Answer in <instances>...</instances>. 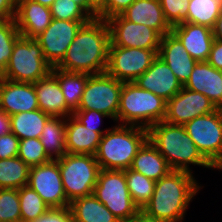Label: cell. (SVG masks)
Listing matches in <instances>:
<instances>
[{"label": "cell", "instance_id": "cell-1", "mask_svg": "<svg viewBox=\"0 0 222 222\" xmlns=\"http://www.w3.org/2000/svg\"><path fill=\"white\" fill-rule=\"evenodd\" d=\"M110 43L107 21L92 18L78 30L65 57L56 68L89 75L106 72Z\"/></svg>", "mask_w": 222, "mask_h": 222}, {"label": "cell", "instance_id": "cell-34", "mask_svg": "<svg viewBox=\"0 0 222 222\" xmlns=\"http://www.w3.org/2000/svg\"><path fill=\"white\" fill-rule=\"evenodd\" d=\"M20 36L15 19L0 20V75L7 68L14 44Z\"/></svg>", "mask_w": 222, "mask_h": 222}, {"label": "cell", "instance_id": "cell-9", "mask_svg": "<svg viewBox=\"0 0 222 222\" xmlns=\"http://www.w3.org/2000/svg\"><path fill=\"white\" fill-rule=\"evenodd\" d=\"M123 82L107 72L87 74V83L78 110H95L117 122Z\"/></svg>", "mask_w": 222, "mask_h": 222}, {"label": "cell", "instance_id": "cell-37", "mask_svg": "<svg viewBox=\"0 0 222 222\" xmlns=\"http://www.w3.org/2000/svg\"><path fill=\"white\" fill-rule=\"evenodd\" d=\"M52 18L69 21H90L92 17L73 0H55L50 7Z\"/></svg>", "mask_w": 222, "mask_h": 222}, {"label": "cell", "instance_id": "cell-10", "mask_svg": "<svg viewBox=\"0 0 222 222\" xmlns=\"http://www.w3.org/2000/svg\"><path fill=\"white\" fill-rule=\"evenodd\" d=\"M184 127L202 156L216 169L222 162L221 109L196 117Z\"/></svg>", "mask_w": 222, "mask_h": 222}, {"label": "cell", "instance_id": "cell-38", "mask_svg": "<svg viewBox=\"0 0 222 222\" xmlns=\"http://www.w3.org/2000/svg\"><path fill=\"white\" fill-rule=\"evenodd\" d=\"M165 20L172 27L186 20L190 0H159Z\"/></svg>", "mask_w": 222, "mask_h": 222}, {"label": "cell", "instance_id": "cell-49", "mask_svg": "<svg viewBox=\"0 0 222 222\" xmlns=\"http://www.w3.org/2000/svg\"><path fill=\"white\" fill-rule=\"evenodd\" d=\"M79 4L92 18H97V13L88 5L87 0H73Z\"/></svg>", "mask_w": 222, "mask_h": 222}, {"label": "cell", "instance_id": "cell-32", "mask_svg": "<svg viewBox=\"0 0 222 222\" xmlns=\"http://www.w3.org/2000/svg\"><path fill=\"white\" fill-rule=\"evenodd\" d=\"M125 177L134 204L142 210L154 193L155 181L130 168L125 170Z\"/></svg>", "mask_w": 222, "mask_h": 222}, {"label": "cell", "instance_id": "cell-8", "mask_svg": "<svg viewBox=\"0 0 222 222\" xmlns=\"http://www.w3.org/2000/svg\"><path fill=\"white\" fill-rule=\"evenodd\" d=\"M93 195L102 202L120 222H130L140 210L129 193L125 170L101 169Z\"/></svg>", "mask_w": 222, "mask_h": 222}, {"label": "cell", "instance_id": "cell-30", "mask_svg": "<svg viewBox=\"0 0 222 222\" xmlns=\"http://www.w3.org/2000/svg\"><path fill=\"white\" fill-rule=\"evenodd\" d=\"M30 168L18 156L0 159V189H19L26 186Z\"/></svg>", "mask_w": 222, "mask_h": 222}, {"label": "cell", "instance_id": "cell-42", "mask_svg": "<svg viewBox=\"0 0 222 222\" xmlns=\"http://www.w3.org/2000/svg\"><path fill=\"white\" fill-rule=\"evenodd\" d=\"M33 222H73L70 207L49 208Z\"/></svg>", "mask_w": 222, "mask_h": 222}, {"label": "cell", "instance_id": "cell-35", "mask_svg": "<svg viewBox=\"0 0 222 222\" xmlns=\"http://www.w3.org/2000/svg\"><path fill=\"white\" fill-rule=\"evenodd\" d=\"M18 157L30 167L42 165L51 160L39 138L20 140Z\"/></svg>", "mask_w": 222, "mask_h": 222}, {"label": "cell", "instance_id": "cell-17", "mask_svg": "<svg viewBox=\"0 0 222 222\" xmlns=\"http://www.w3.org/2000/svg\"><path fill=\"white\" fill-rule=\"evenodd\" d=\"M0 109L9 116L39 109L34 83L9 81L0 77Z\"/></svg>", "mask_w": 222, "mask_h": 222}, {"label": "cell", "instance_id": "cell-22", "mask_svg": "<svg viewBox=\"0 0 222 222\" xmlns=\"http://www.w3.org/2000/svg\"><path fill=\"white\" fill-rule=\"evenodd\" d=\"M39 109L51 117L67 118L73 112L67 107L57 78L50 72L34 83Z\"/></svg>", "mask_w": 222, "mask_h": 222}, {"label": "cell", "instance_id": "cell-44", "mask_svg": "<svg viewBox=\"0 0 222 222\" xmlns=\"http://www.w3.org/2000/svg\"><path fill=\"white\" fill-rule=\"evenodd\" d=\"M17 0H0V20L14 19Z\"/></svg>", "mask_w": 222, "mask_h": 222}, {"label": "cell", "instance_id": "cell-18", "mask_svg": "<svg viewBox=\"0 0 222 222\" xmlns=\"http://www.w3.org/2000/svg\"><path fill=\"white\" fill-rule=\"evenodd\" d=\"M157 56L169 66L182 86L189 80L197 63L172 31L161 38Z\"/></svg>", "mask_w": 222, "mask_h": 222}, {"label": "cell", "instance_id": "cell-41", "mask_svg": "<svg viewBox=\"0 0 222 222\" xmlns=\"http://www.w3.org/2000/svg\"><path fill=\"white\" fill-rule=\"evenodd\" d=\"M135 0H106L105 7L97 14V18L107 20L123 13Z\"/></svg>", "mask_w": 222, "mask_h": 222}, {"label": "cell", "instance_id": "cell-46", "mask_svg": "<svg viewBox=\"0 0 222 222\" xmlns=\"http://www.w3.org/2000/svg\"><path fill=\"white\" fill-rule=\"evenodd\" d=\"M130 222H165L155 217L147 215L144 211L139 210Z\"/></svg>", "mask_w": 222, "mask_h": 222}, {"label": "cell", "instance_id": "cell-45", "mask_svg": "<svg viewBox=\"0 0 222 222\" xmlns=\"http://www.w3.org/2000/svg\"><path fill=\"white\" fill-rule=\"evenodd\" d=\"M11 132L10 116L0 109V137Z\"/></svg>", "mask_w": 222, "mask_h": 222}, {"label": "cell", "instance_id": "cell-12", "mask_svg": "<svg viewBox=\"0 0 222 222\" xmlns=\"http://www.w3.org/2000/svg\"><path fill=\"white\" fill-rule=\"evenodd\" d=\"M110 28V46L159 50L162 36L144 24H136L121 15L106 20Z\"/></svg>", "mask_w": 222, "mask_h": 222}, {"label": "cell", "instance_id": "cell-51", "mask_svg": "<svg viewBox=\"0 0 222 222\" xmlns=\"http://www.w3.org/2000/svg\"><path fill=\"white\" fill-rule=\"evenodd\" d=\"M216 168H217V170L219 169V171L220 170L222 171V162Z\"/></svg>", "mask_w": 222, "mask_h": 222}, {"label": "cell", "instance_id": "cell-16", "mask_svg": "<svg viewBox=\"0 0 222 222\" xmlns=\"http://www.w3.org/2000/svg\"><path fill=\"white\" fill-rule=\"evenodd\" d=\"M134 82L140 88L151 91L166 101L175 96L183 87L169 66L158 56Z\"/></svg>", "mask_w": 222, "mask_h": 222}, {"label": "cell", "instance_id": "cell-25", "mask_svg": "<svg viewBox=\"0 0 222 222\" xmlns=\"http://www.w3.org/2000/svg\"><path fill=\"white\" fill-rule=\"evenodd\" d=\"M130 169L145 175L155 182L172 170L167 164L166 159L149 139L139 149Z\"/></svg>", "mask_w": 222, "mask_h": 222}, {"label": "cell", "instance_id": "cell-40", "mask_svg": "<svg viewBox=\"0 0 222 222\" xmlns=\"http://www.w3.org/2000/svg\"><path fill=\"white\" fill-rule=\"evenodd\" d=\"M20 139L12 132L0 137V159L17 157Z\"/></svg>", "mask_w": 222, "mask_h": 222}, {"label": "cell", "instance_id": "cell-14", "mask_svg": "<svg viewBox=\"0 0 222 222\" xmlns=\"http://www.w3.org/2000/svg\"><path fill=\"white\" fill-rule=\"evenodd\" d=\"M36 191L50 208L69 207L57 160L31 166L27 184Z\"/></svg>", "mask_w": 222, "mask_h": 222}, {"label": "cell", "instance_id": "cell-27", "mask_svg": "<svg viewBox=\"0 0 222 222\" xmlns=\"http://www.w3.org/2000/svg\"><path fill=\"white\" fill-rule=\"evenodd\" d=\"M65 127L66 118L61 117H51L44 125L39 139L51 160H57L67 153Z\"/></svg>", "mask_w": 222, "mask_h": 222}, {"label": "cell", "instance_id": "cell-48", "mask_svg": "<svg viewBox=\"0 0 222 222\" xmlns=\"http://www.w3.org/2000/svg\"><path fill=\"white\" fill-rule=\"evenodd\" d=\"M88 5L98 14L106 5V0H87Z\"/></svg>", "mask_w": 222, "mask_h": 222}, {"label": "cell", "instance_id": "cell-36", "mask_svg": "<svg viewBox=\"0 0 222 222\" xmlns=\"http://www.w3.org/2000/svg\"><path fill=\"white\" fill-rule=\"evenodd\" d=\"M0 222H22L19 189H0Z\"/></svg>", "mask_w": 222, "mask_h": 222}, {"label": "cell", "instance_id": "cell-43", "mask_svg": "<svg viewBox=\"0 0 222 222\" xmlns=\"http://www.w3.org/2000/svg\"><path fill=\"white\" fill-rule=\"evenodd\" d=\"M207 62L214 68L222 71V41L214 39Z\"/></svg>", "mask_w": 222, "mask_h": 222}, {"label": "cell", "instance_id": "cell-4", "mask_svg": "<svg viewBox=\"0 0 222 222\" xmlns=\"http://www.w3.org/2000/svg\"><path fill=\"white\" fill-rule=\"evenodd\" d=\"M147 140L148 129L118 124L102 135L95 158L101 169L127 170Z\"/></svg>", "mask_w": 222, "mask_h": 222}, {"label": "cell", "instance_id": "cell-50", "mask_svg": "<svg viewBox=\"0 0 222 222\" xmlns=\"http://www.w3.org/2000/svg\"><path fill=\"white\" fill-rule=\"evenodd\" d=\"M36 3H40L42 4L43 6H46V7H51V5L55 2V0H32Z\"/></svg>", "mask_w": 222, "mask_h": 222}, {"label": "cell", "instance_id": "cell-11", "mask_svg": "<svg viewBox=\"0 0 222 222\" xmlns=\"http://www.w3.org/2000/svg\"><path fill=\"white\" fill-rule=\"evenodd\" d=\"M158 50L109 46L106 72L121 82H134L157 57Z\"/></svg>", "mask_w": 222, "mask_h": 222}, {"label": "cell", "instance_id": "cell-5", "mask_svg": "<svg viewBox=\"0 0 222 222\" xmlns=\"http://www.w3.org/2000/svg\"><path fill=\"white\" fill-rule=\"evenodd\" d=\"M167 101L140 88L135 82H124L120 95L117 122L148 129L164 121Z\"/></svg>", "mask_w": 222, "mask_h": 222}, {"label": "cell", "instance_id": "cell-15", "mask_svg": "<svg viewBox=\"0 0 222 222\" xmlns=\"http://www.w3.org/2000/svg\"><path fill=\"white\" fill-rule=\"evenodd\" d=\"M218 108L205 95L185 87L167 101L164 121L174 125H185L190 120L207 115Z\"/></svg>", "mask_w": 222, "mask_h": 222}, {"label": "cell", "instance_id": "cell-6", "mask_svg": "<svg viewBox=\"0 0 222 222\" xmlns=\"http://www.w3.org/2000/svg\"><path fill=\"white\" fill-rule=\"evenodd\" d=\"M52 66L45 60L35 39L20 36L13 47L7 68L0 75L9 81L35 83L46 77Z\"/></svg>", "mask_w": 222, "mask_h": 222}, {"label": "cell", "instance_id": "cell-2", "mask_svg": "<svg viewBox=\"0 0 222 222\" xmlns=\"http://www.w3.org/2000/svg\"><path fill=\"white\" fill-rule=\"evenodd\" d=\"M200 188L193 173L171 170L155 182L154 193L142 211L165 222H182L190 201Z\"/></svg>", "mask_w": 222, "mask_h": 222}, {"label": "cell", "instance_id": "cell-24", "mask_svg": "<svg viewBox=\"0 0 222 222\" xmlns=\"http://www.w3.org/2000/svg\"><path fill=\"white\" fill-rule=\"evenodd\" d=\"M66 144L69 154L95 155L102 134L97 129L85 127L73 115L66 118Z\"/></svg>", "mask_w": 222, "mask_h": 222}, {"label": "cell", "instance_id": "cell-47", "mask_svg": "<svg viewBox=\"0 0 222 222\" xmlns=\"http://www.w3.org/2000/svg\"><path fill=\"white\" fill-rule=\"evenodd\" d=\"M214 39L222 41V11L216 20L215 26L213 27Z\"/></svg>", "mask_w": 222, "mask_h": 222}, {"label": "cell", "instance_id": "cell-39", "mask_svg": "<svg viewBox=\"0 0 222 222\" xmlns=\"http://www.w3.org/2000/svg\"><path fill=\"white\" fill-rule=\"evenodd\" d=\"M73 116L80 121L85 127L90 129H97V132L101 133L102 135L106 133L109 129L101 130L99 125L101 123V118L107 117L108 115L95 111V110H77L73 113Z\"/></svg>", "mask_w": 222, "mask_h": 222}, {"label": "cell", "instance_id": "cell-3", "mask_svg": "<svg viewBox=\"0 0 222 222\" xmlns=\"http://www.w3.org/2000/svg\"><path fill=\"white\" fill-rule=\"evenodd\" d=\"M148 139L172 170L192 173L189 164L214 168L199 152L184 125L158 122L148 128Z\"/></svg>", "mask_w": 222, "mask_h": 222}, {"label": "cell", "instance_id": "cell-7", "mask_svg": "<svg viewBox=\"0 0 222 222\" xmlns=\"http://www.w3.org/2000/svg\"><path fill=\"white\" fill-rule=\"evenodd\" d=\"M57 161L63 189L70 203L77 198L93 194L101 171L95 155L66 153Z\"/></svg>", "mask_w": 222, "mask_h": 222}, {"label": "cell", "instance_id": "cell-23", "mask_svg": "<svg viewBox=\"0 0 222 222\" xmlns=\"http://www.w3.org/2000/svg\"><path fill=\"white\" fill-rule=\"evenodd\" d=\"M120 15L128 21L156 30L162 37L172 30L165 20L159 0H135Z\"/></svg>", "mask_w": 222, "mask_h": 222}, {"label": "cell", "instance_id": "cell-13", "mask_svg": "<svg viewBox=\"0 0 222 222\" xmlns=\"http://www.w3.org/2000/svg\"><path fill=\"white\" fill-rule=\"evenodd\" d=\"M89 21H69L52 18L50 25L35 38L42 48L45 60L56 67L65 57L81 26Z\"/></svg>", "mask_w": 222, "mask_h": 222}, {"label": "cell", "instance_id": "cell-19", "mask_svg": "<svg viewBox=\"0 0 222 222\" xmlns=\"http://www.w3.org/2000/svg\"><path fill=\"white\" fill-rule=\"evenodd\" d=\"M171 31L179 38L194 60L197 62L208 60L214 42L213 29L182 22L172 26Z\"/></svg>", "mask_w": 222, "mask_h": 222}, {"label": "cell", "instance_id": "cell-31", "mask_svg": "<svg viewBox=\"0 0 222 222\" xmlns=\"http://www.w3.org/2000/svg\"><path fill=\"white\" fill-rule=\"evenodd\" d=\"M221 11L220 0H190L187 18L184 22L213 29Z\"/></svg>", "mask_w": 222, "mask_h": 222}, {"label": "cell", "instance_id": "cell-33", "mask_svg": "<svg viewBox=\"0 0 222 222\" xmlns=\"http://www.w3.org/2000/svg\"><path fill=\"white\" fill-rule=\"evenodd\" d=\"M19 200L22 222L35 221L50 208L28 185L19 188Z\"/></svg>", "mask_w": 222, "mask_h": 222}, {"label": "cell", "instance_id": "cell-28", "mask_svg": "<svg viewBox=\"0 0 222 222\" xmlns=\"http://www.w3.org/2000/svg\"><path fill=\"white\" fill-rule=\"evenodd\" d=\"M51 73L58 80L67 107L74 113L79 108L81 97L87 83V74L62 71L56 67H52Z\"/></svg>", "mask_w": 222, "mask_h": 222}, {"label": "cell", "instance_id": "cell-26", "mask_svg": "<svg viewBox=\"0 0 222 222\" xmlns=\"http://www.w3.org/2000/svg\"><path fill=\"white\" fill-rule=\"evenodd\" d=\"M69 207L73 222H120L93 194L73 200Z\"/></svg>", "mask_w": 222, "mask_h": 222}, {"label": "cell", "instance_id": "cell-29", "mask_svg": "<svg viewBox=\"0 0 222 222\" xmlns=\"http://www.w3.org/2000/svg\"><path fill=\"white\" fill-rule=\"evenodd\" d=\"M50 118L40 109L14 114L10 116L11 132L20 140L40 138L44 125Z\"/></svg>", "mask_w": 222, "mask_h": 222}, {"label": "cell", "instance_id": "cell-20", "mask_svg": "<svg viewBox=\"0 0 222 222\" xmlns=\"http://www.w3.org/2000/svg\"><path fill=\"white\" fill-rule=\"evenodd\" d=\"M16 26L21 36L35 39L51 23L52 15L49 7L32 0H17Z\"/></svg>", "mask_w": 222, "mask_h": 222}, {"label": "cell", "instance_id": "cell-21", "mask_svg": "<svg viewBox=\"0 0 222 222\" xmlns=\"http://www.w3.org/2000/svg\"><path fill=\"white\" fill-rule=\"evenodd\" d=\"M183 87L205 95L217 108H222V71L207 61L196 63Z\"/></svg>", "mask_w": 222, "mask_h": 222}]
</instances>
